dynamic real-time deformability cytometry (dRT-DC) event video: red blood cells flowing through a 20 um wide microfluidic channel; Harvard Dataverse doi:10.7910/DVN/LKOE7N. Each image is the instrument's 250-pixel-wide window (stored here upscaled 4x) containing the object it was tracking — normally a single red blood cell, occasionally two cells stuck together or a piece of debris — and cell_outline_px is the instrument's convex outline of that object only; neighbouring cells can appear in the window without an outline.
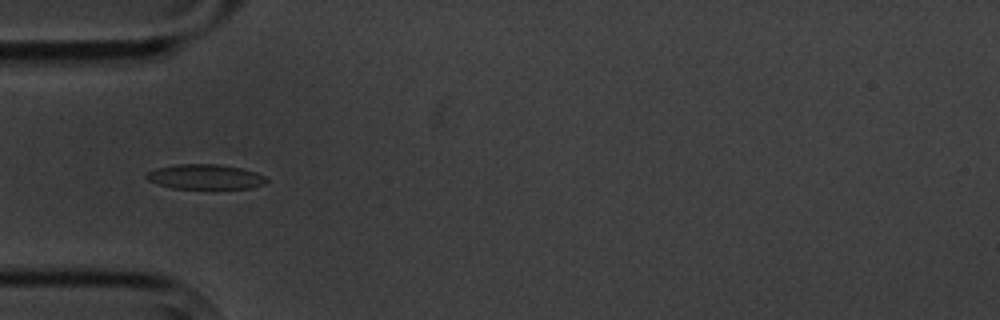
{"species": "common noctule bat (a hibernating species)", "species_latin": "Nyctalus noctula", "temperature_condition": "cold", "stored_images_in_passage": 10, "camera_frame_rate_fps": 3000, "um_per_image_px": 0.085, "animal": {"sex": "male", "body_mass_g": 20.1, "forearm_length_mm": 53.5}, "frame": {"image": 1, "passage_image": 5, "time_ms": 5.333, "image_size_px": [1000, 320], "cell_outline_px": [[268, 180], [264, 184], [252, 188], [172, 188], [148, 180], [144, 176], [148, 172], [156, 168], [176, 164], [216, 164], [240, 168], [256, 172], [264, 176]], "centroid_in_image_um": [17.44, 15.02], "position_along_channel_um": 67.6, "area_um2": 17.22}}
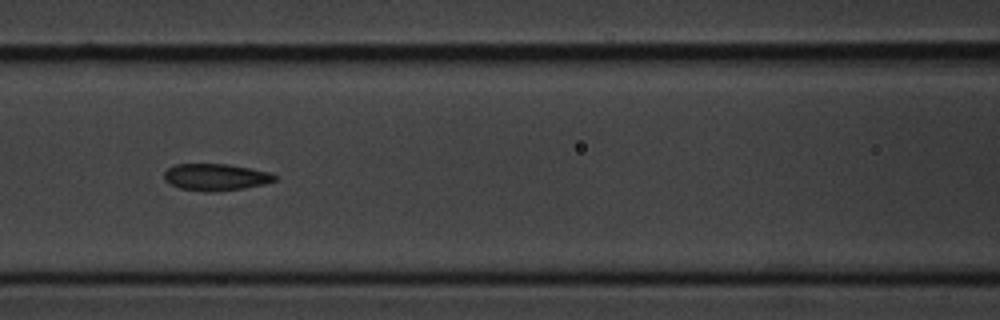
{"frame": {"image": 2, "passage_image": 7, "time_ms": 7.667, "image_size_px": [1000, 320], "cell_outline_px": [[276, 180], [264, 184], [244, 188], [212, 192], [204, 192], [180, 188], [168, 184], [164, 180], [164, 172], [168, 168], [176, 164], [228, 164], [272, 172], [276, 176]], "centroid_in_image_um": [18.32, 15.06], "position_along_channel_um": 148.3, "area_um2": 17.46}}
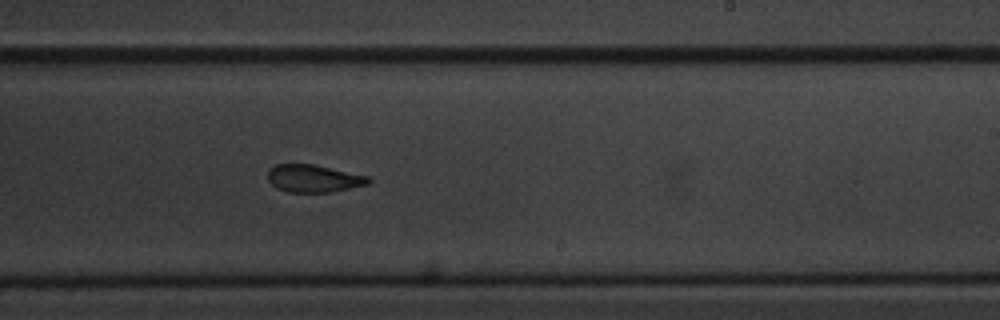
{"frame": {"image": 3, "passage_image": 10, "time_ms": 11.0, "image_size_px": [1000, 320], "cell_outline_px": [[372, 180], [368, 184], [332, 192], [288, 192], [276, 188], [268, 180], [268, 172], [276, 164], [312, 164], [368, 176]], "centroid_in_image_um": [26.66, 15.18], "position_along_channel_um": 262.3, "area_um2": 16.01}}